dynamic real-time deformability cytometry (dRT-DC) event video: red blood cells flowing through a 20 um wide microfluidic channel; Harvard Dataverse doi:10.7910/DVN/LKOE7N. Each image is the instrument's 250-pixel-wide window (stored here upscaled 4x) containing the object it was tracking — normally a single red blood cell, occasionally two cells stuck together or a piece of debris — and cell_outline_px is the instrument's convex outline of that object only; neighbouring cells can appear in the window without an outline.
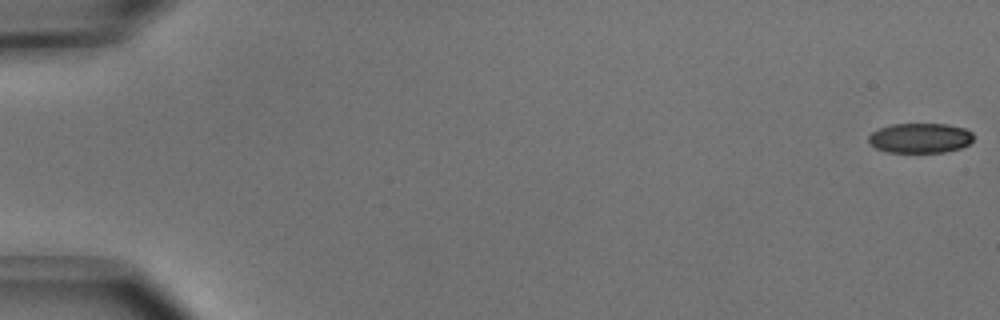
{"species": "common noctule bat (a hibernating species)", "species_latin": "Nyctalus noctula", "temperature_condition": "cold", "stored_images_in_passage": 52, "camera_frame_rate_fps": 3000, "um_per_image_px": 0.085, "animal": {"sex": "male", "body_mass_g": 15.6}, "frame": {"image": 1, "passage_image": 1, "time_ms": 0.0, "image_size_px": [1000, 320], "cell_outline_px": [[972, 140], [968, 144], [960, 148], [944, 152], [888, 152], [876, 148], [868, 140], [868, 136], [872, 132], [880, 128], [892, 124], [948, 124], [964, 128], [972, 132]], "centroid_in_image_um": [78.21, 11.73], "position_along_channel_um": 6.8, "area_um2": 18.15}}
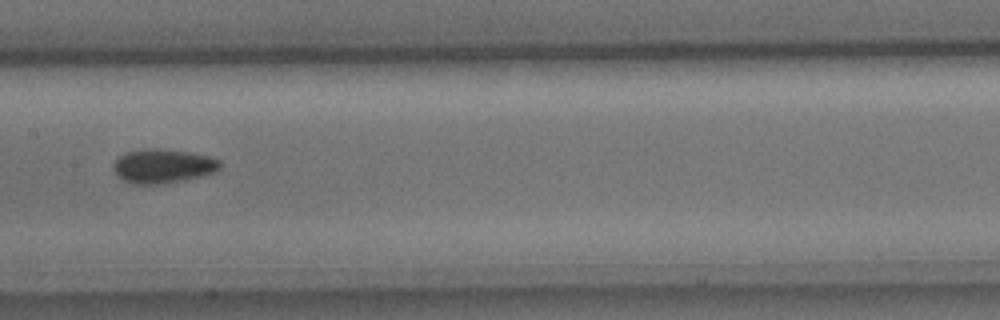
{"frame": {"image": 2, "passage_image": 27, "time_ms": 8.667, "image_size_px": [1000, 320], "cell_outline_px": [[220, 168], [216, 172], [204, 176], [164, 184], [136, 184], [124, 180], [116, 176], [112, 168], [112, 164], [124, 152], [148, 148], [156, 148], [188, 152], [208, 156], [220, 160]], "centroid_in_image_um": [13.84, 14.12], "position_along_channel_um": 193.6, "area_um2": 21.39}}
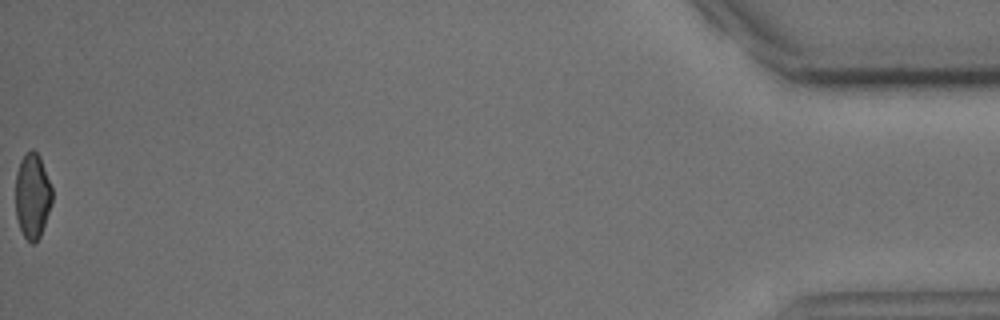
{"frame": {"image": 3, "passage_image": 52, "time_ms": 17.0, "image_size_px": [1000, 320], "cell_outline_px": [[52, 204], [40, 236], [32, 244], [24, 236], [20, 228], [16, 216], [16, 172], [20, 160], [32, 148], [40, 156], [52, 188]], "centroid_in_image_um": [2.76, 16.64], "position_along_channel_um": 432.4, "area_um2": 18.09}, "authors_computed_cell_mechanics": {"area_um2": 20.0855, "velocity_mm_per_s": 3.964, "shape_relaxation_time_tau1_ms": 3.7958, "shape_relaxation_time_tau2_ms": null, "deformation_change_tau1": 0.0811, "deformation_change_tau2": null}}